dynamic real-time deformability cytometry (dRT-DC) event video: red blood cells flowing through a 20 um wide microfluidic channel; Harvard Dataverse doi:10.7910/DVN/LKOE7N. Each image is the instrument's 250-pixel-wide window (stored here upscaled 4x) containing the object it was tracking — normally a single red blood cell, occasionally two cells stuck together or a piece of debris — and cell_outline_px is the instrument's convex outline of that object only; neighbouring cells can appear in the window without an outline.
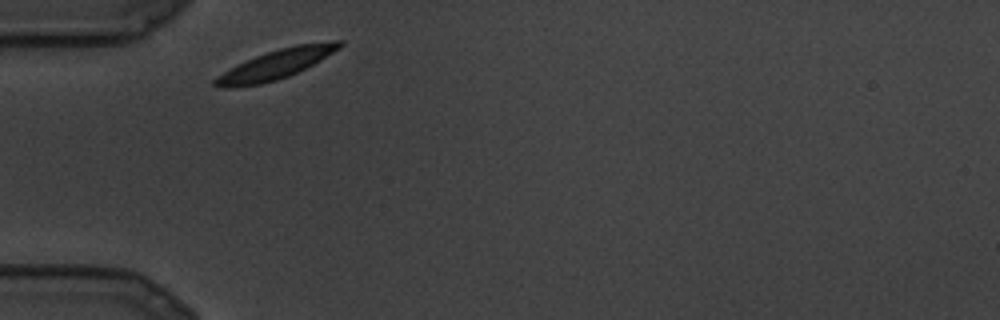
{"species": "common noctule bat (a hibernating species)", "species_latin": "Nyctalus noctula", "temperature_condition": "cold", "stored_images_in_passage": 10, "camera_frame_rate_fps": 3000, "um_per_image_px": 0.085, "animal": {"sex": "male", "body_mass_g": 19.5, "forearm_length_mm": 54.6}, "frame": {"image": 1, "passage_image": 1, "time_ms": 0.0, "image_size_px": [1000, 320], "cell_outline_px": [[344, 44], [340, 48], [320, 60], [288, 76], [276, 80], [260, 84], [228, 88], [224, 88], [212, 84], [212, 80], [216, 76], [256, 56], [280, 48], [296, 44], [332, 40], [344, 40]], "centroid_in_image_um": [23.5, 5.45], "position_along_channel_um": 61.5, "area_um2": 20.92}}
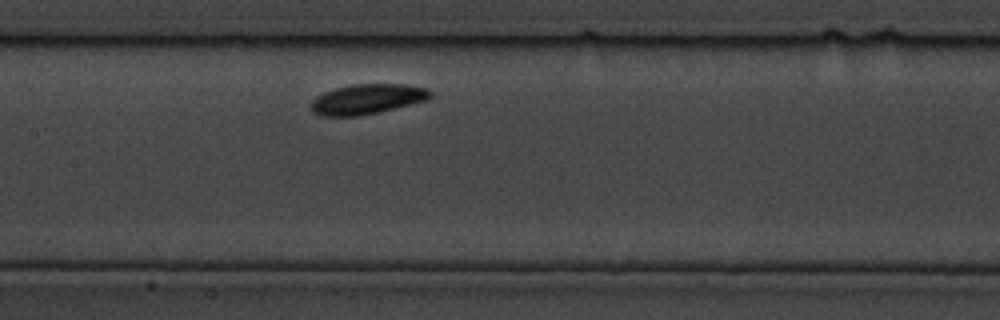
{"frame": {"image": 2, "passage_image": 6, "time_ms": 1.667, "image_size_px": [1000, 320], "cell_outline_px": [[432, 96], [424, 100], [376, 112], [356, 116], [324, 116], [312, 112], [312, 100], [316, 96], [324, 92], [336, 88], [352, 84], [404, 84], [428, 88], [432, 92]], "centroid_in_image_um": [31.18, 8.41], "position_along_channel_um": 176.2, "area_um2": 20.52}}
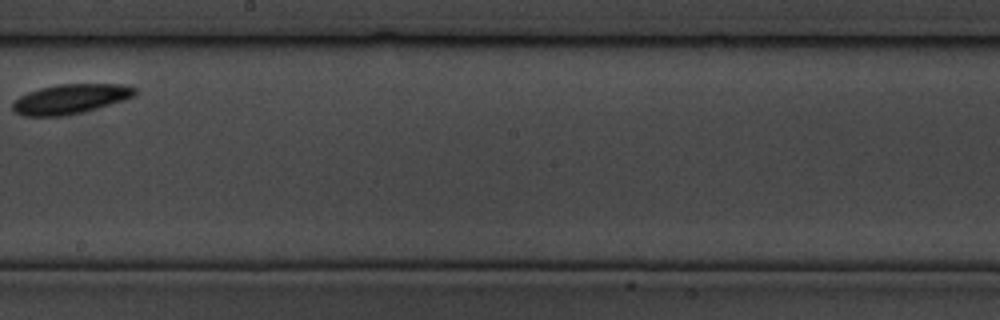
{"frame": {"image": 3, "passage_image": 9, "time_ms": 2.667, "image_size_px": [1000, 320], "cell_outline_px": [[136, 96], [124, 100], [96, 108], [64, 116], [24, 116], [16, 112], [12, 108], [12, 104], [20, 96], [28, 92], [40, 88], [60, 84], [128, 84], [136, 88]], "centroid_in_image_um": [6.02, 8.4], "position_along_channel_um": 242.2, "area_um2": 21.04}}